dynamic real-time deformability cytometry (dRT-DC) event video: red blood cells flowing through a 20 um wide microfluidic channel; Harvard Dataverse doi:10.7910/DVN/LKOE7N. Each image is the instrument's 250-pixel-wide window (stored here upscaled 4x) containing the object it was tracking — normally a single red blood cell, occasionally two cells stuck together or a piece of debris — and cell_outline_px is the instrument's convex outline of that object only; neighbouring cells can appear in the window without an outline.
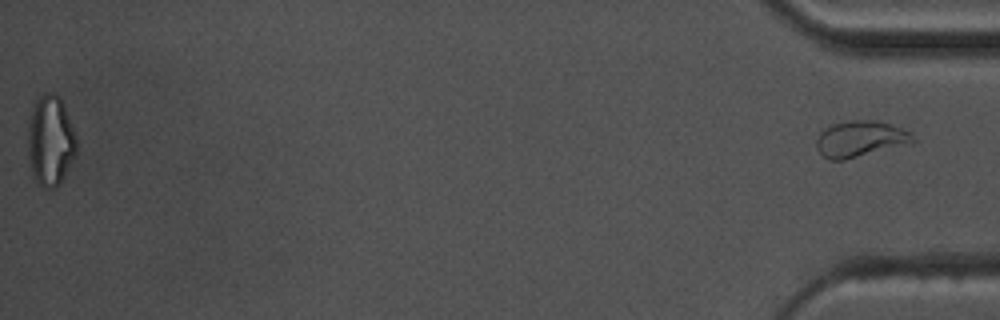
{"species": "common noctule bat (a hibernating species)", "species_latin": "Nyctalus noctula", "temperature_condition": "warm", "stored_images_in_passage": 56, "segment_of_instrument_passage": [2, 2], "camera_frame_rate_fps": 3000, "um_per_image_px": 0.085, "animal": {"sex": "male", "body_mass_g": 17.5, "forearm_length_mm": 52.3}, "frame": {"image": 1, "passage_image": 56, "time_ms": 18.333, "image_size_px": [1000, 320], "cell_outline_px": [[916, 140], [912, 144], [844, 160], [828, 160], [816, 148], [816, 140], [820, 132], [824, 128], [832, 124], [852, 120], [872, 120], [892, 124], [908, 132]], "centroid_in_image_um": [73.12, 11.82], "position_along_channel_um": 362.1, "area_um2": 20.4}}